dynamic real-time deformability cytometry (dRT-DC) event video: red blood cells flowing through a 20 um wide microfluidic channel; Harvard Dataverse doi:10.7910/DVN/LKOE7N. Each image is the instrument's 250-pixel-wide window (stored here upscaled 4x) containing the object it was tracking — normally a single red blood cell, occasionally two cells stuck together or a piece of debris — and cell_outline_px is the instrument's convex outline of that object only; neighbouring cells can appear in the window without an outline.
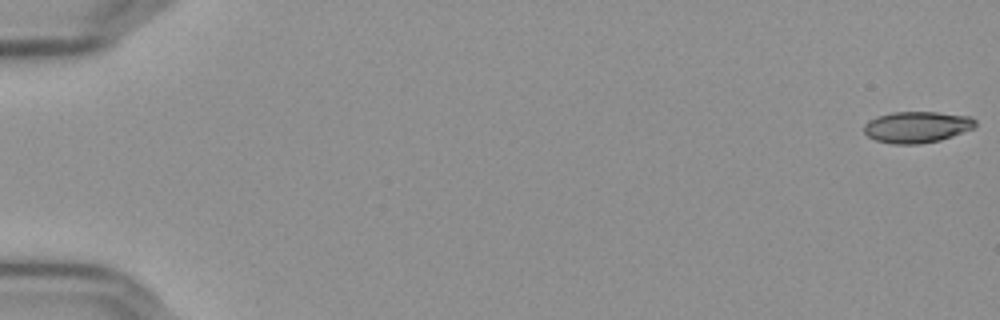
{"species": "Egyptian fruit bat (a non-hibernating species)", "species_latin": "Rousettus aegyptiacus", "temperature_condition": "cold", "stored_images_in_passage": 58, "segment_of_instrument_passage": [1, 2], "camera_frame_rate_fps": 3000, "um_per_image_px": 0.085, "frame": {"image": 1, "passage_image": 1, "time_ms": 0.0, "image_size_px": [1000, 320], "cell_outline_px": [[976, 128], [940, 140], [920, 144], [892, 144], [876, 140], [868, 136], [864, 132], [864, 124], [868, 120], [876, 116], [892, 112], [936, 112], [972, 116], [976, 120]], "centroid_in_image_um": [77.95, 10.79], "position_along_channel_um": 7.0, "area_um2": 20.58}}
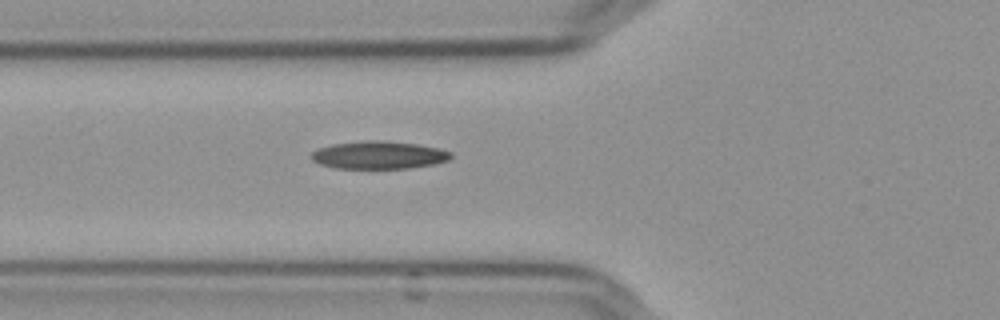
{"frame": {"image": 2, "passage_image": 22, "time_ms": 7.0, "image_size_px": [1000, 320], "cell_outline_px": [[452, 156], [448, 160], [432, 164], [408, 168], [336, 168], [320, 164], [312, 160], [308, 156], [316, 148], [332, 144], [364, 140], [384, 140], [416, 144], [440, 148], [452, 152]], "centroid_in_image_um": [32.15, 13.16], "position_along_channel_um": 93.6, "area_um2": 22.72}}
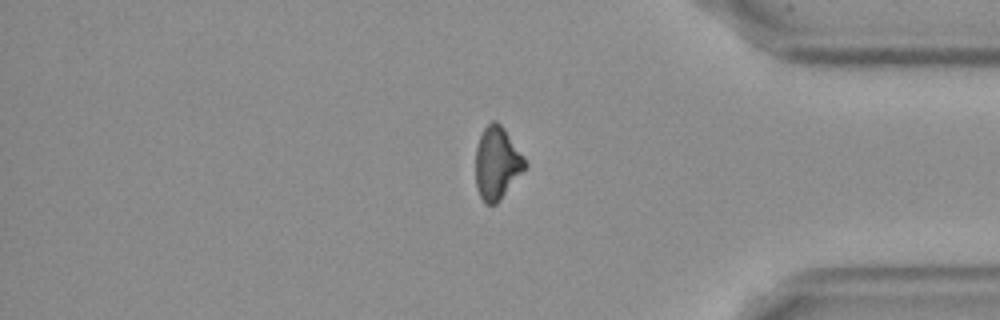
{"frame": {"image": 3, "passage_image": 48, "time_ms": 15.667, "image_size_px": [1000, 320], "cell_outline_px": [[528, 164], [500, 200], [496, 204], [484, 204], [480, 196], [476, 184], [476, 148], [480, 136], [484, 128], [492, 120], [496, 120], [504, 128], [524, 156]], "centroid_in_image_um": [42.24, 13.86], "position_along_channel_um": 393.0, "area_um2": 20.75}}